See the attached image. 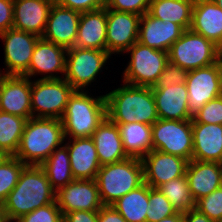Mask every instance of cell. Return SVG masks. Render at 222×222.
<instances>
[{"label":"cell","mask_w":222,"mask_h":222,"mask_svg":"<svg viewBox=\"0 0 222 222\" xmlns=\"http://www.w3.org/2000/svg\"><path fill=\"white\" fill-rule=\"evenodd\" d=\"M55 194L43 168L26 165L1 207L10 222L17 221L39 207L55 202Z\"/></svg>","instance_id":"6da1fadb"},{"label":"cell","mask_w":222,"mask_h":222,"mask_svg":"<svg viewBox=\"0 0 222 222\" xmlns=\"http://www.w3.org/2000/svg\"><path fill=\"white\" fill-rule=\"evenodd\" d=\"M124 84L105 95L107 117L115 124L152 125L159 119L152 88Z\"/></svg>","instance_id":"7a4b0ae2"},{"label":"cell","mask_w":222,"mask_h":222,"mask_svg":"<svg viewBox=\"0 0 222 222\" xmlns=\"http://www.w3.org/2000/svg\"><path fill=\"white\" fill-rule=\"evenodd\" d=\"M64 140L60 119L31 117L25 124L15 157L26 165H41Z\"/></svg>","instance_id":"3957f363"},{"label":"cell","mask_w":222,"mask_h":222,"mask_svg":"<svg viewBox=\"0 0 222 222\" xmlns=\"http://www.w3.org/2000/svg\"><path fill=\"white\" fill-rule=\"evenodd\" d=\"M106 116L105 95L92 98L84 90H75L60 119L65 138L92 137Z\"/></svg>","instance_id":"277c9868"},{"label":"cell","mask_w":222,"mask_h":222,"mask_svg":"<svg viewBox=\"0 0 222 222\" xmlns=\"http://www.w3.org/2000/svg\"><path fill=\"white\" fill-rule=\"evenodd\" d=\"M95 181L103 205H112L144 183L142 161L128 157L119 162L102 165Z\"/></svg>","instance_id":"5b68a950"},{"label":"cell","mask_w":222,"mask_h":222,"mask_svg":"<svg viewBox=\"0 0 222 222\" xmlns=\"http://www.w3.org/2000/svg\"><path fill=\"white\" fill-rule=\"evenodd\" d=\"M126 52L131 53V61L124 71L123 83L153 87L169 62L168 52L148 47L138 41Z\"/></svg>","instance_id":"8992f818"},{"label":"cell","mask_w":222,"mask_h":222,"mask_svg":"<svg viewBox=\"0 0 222 222\" xmlns=\"http://www.w3.org/2000/svg\"><path fill=\"white\" fill-rule=\"evenodd\" d=\"M169 62L185 70L210 66L217 62L216 45L191 29H186L168 51Z\"/></svg>","instance_id":"52a82bcc"},{"label":"cell","mask_w":222,"mask_h":222,"mask_svg":"<svg viewBox=\"0 0 222 222\" xmlns=\"http://www.w3.org/2000/svg\"><path fill=\"white\" fill-rule=\"evenodd\" d=\"M74 91L64 77L31 81L32 117L61 119Z\"/></svg>","instance_id":"ba28073f"},{"label":"cell","mask_w":222,"mask_h":222,"mask_svg":"<svg viewBox=\"0 0 222 222\" xmlns=\"http://www.w3.org/2000/svg\"><path fill=\"white\" fill-rule=\"evenodd\" d=\"M153 150L192 160L193 131L191 120L158 119L152 124Z\"/></svg>","instance_id":"9c48e42d"},{"label":"cell","mask_w":222,"mask_h":222,"mask_svg":"<svg viewBox=\"0 0 222 222\" xmlns=\"http://www.w3.org/2000/svg\"><path fill=\"white\" fill-rule=\"evenodd\" d=\"M65 80L74 90H82L95 80L96 75L111 56L107 51L70 47L67 48Z\"/></svg>","instance_id":"30bf717a"},{"label":"cell","mask_w":222,"mask_h":222,"mask_svg":"<svg viewBox=\"0 0 222 222\" xmlns=\"http://www.w3.org/2000/svg\"><path fill=\"white\" fill-rule=\"evenodd\" d=\"M55 201L63 214L79 210L99 211L104 206L95 179H74L56 191Z\"/></svg>","instance_id":"8fae6325"},{"label":"cell","mask_w":222,"mask_h":222,"mask_svg":"<svg viewBox=\"0 0 222 222\" xmlns=\"http://www.w3.org/2000/svg\"><path fill=\"white\" fill-rule=\"evenodd\" d=\"M185 84L188 93V107L192 115L207 102L222 95L217 63L190 70Z\"/></svg>","instance_id":"7c38bea8"},{"label":"cell","mask_w":222,"mask_h":222,"mask_svg":"<svg viewBox=\"0 0 222 222\" xmlns=\"http://www.w3.org/2000/svg\"><path fill=\"white\" fill-rule=\"evenodd\" d=\"M141 16L107 9L106 51L111 55L127 51L138 41Z\"/></svg>","instance_id":"4fadbf2b"},{"label":"cell","mask_w":222,"mask_h":222,"mask_svg":"<svg viewBox=\"0 0 222 222\" xmlns=\"http://www.w3.org/2000/svg\"><path fill=\"white\" fill-rule=\"evenodd\" d=\"M5 42V63L8 75L22 76L29 68L34 47L40 37L14 28L0 33Z\"/></svg>","instance_id":"5bb4252c"},{"label":"cell","mask_w":222,"mask_h":222,"mask_svg":"<svg viewBox=\"0 0 222 222\" xmlns=\"http://www.w3.org/2000/svg\"><path fill=\"white\" fill-rule=\"evenodd\" d=\"M141 161L144 182L151 188H157L163 183L184 176L189 162L180 156L158 150L150 151Z\"/></svg>","instance_id":"9a60e30c"},{"label":"cell","mask_w":222,"mask_h":222,"mask_svg":"<svg viewBox=\"0 0 222 222\" xmlns=\"http://www.w3.org/2000/svg\"><path fill=\"white\" fill-rule=\"evenodd\" d=\"M80 15V12L54 2L42 38L65 48L74 47Z\"/></svg>","instance_id":"2e32d148"},{"label":"cell","mask_w":222,"mask_h":222,"mask_svg":"<svg viewBox=\"0 0 222 222\" xmlns=\"http://www.w3.org/2000/svg\"><path fill=\"white\" fill-rule=\"evenodd\" d=\"M65 54H67V48L40 37L34 47L29 68L22 76L31 78L38 73H49L43 79H60L52 73L65 74L67 56Z\"/></svg>","instance_id":"e0dca14e"},{"label":"cell","mask_w":222,"mask_h":222,"mask_svg":"<svg viewBox=\"0 0 222 222\" xmlns=\"http://www.w3.org/2000/svg\"><path fill=\"white\" fill-rule=\"evenodd\" d=\"M55 0H13V28L42 37Z\"/></svg>","instance_id":"ac0fdd59"},{"label":"cell","mask_w":222,"mask_h":222,"mask_svg":"<svg viewBox=\"0 0 222 222\" xmlns=\"http://www.w3.org/2000/svg\"><path fill=\"white\" fill-rule=\"evenodd\" d=\"M184 31L179 24L156 19L146 12L140 19L138 42L168 52Z\"/></svg>","instance_id":"d6986e66"},{"label":"cell","mask_w":222,"mask_h":222,"mask_svg":"<svg viewBox=\"0 0 222 222\" xmlns=\"http://www.w3.org/2000/svg\"><path fill=\"white\" fill-rule=\"evenodd\" d=\"M31 80L20 75H9L0 93V111L21 116L27 120L32 117Z\"/></svg>","instance_id":"ffe728a7"},{"label":"cell","mask_w":222,"mask_h":222,"mask_svg":"<svg viewBox=\"0 0 222 222\" xmlns=\"http://www.w3.org/2000/svg\"><path fill=\"white\" fill-rule=\"evenodd\" d=\"M159 119L192 120L188 107L186 84L152 88Z\"/></svg>","instance_id":"44dd1931"},{"label":"cell","mask_w":222,"mask_h":222,"mask_svg":"<svg viewBox=\"0 0 222 222\" xmlns=\"http://www.w3.org/2000/svg\"><path fill=\"white\" fill-rule=\"evenodd\" d=\"M185 176L195 201L222 186V166L218 162H188Z\"/></svg>","instance_id":"7402d4cb"},{"label":"cell","mask_w":222,"mask_h":222,"mask_svg":"<svg viewBox=\"0 0 222 222\" xmlns=\"http://www.w3.org/2000/svg\"><path fill=\"white\" fill-rule=\"evenodd\" d=\"M192 160L202 162L222 161V125L192 123Z\"/></svg>","instance_id":"603a6c76"},{"label":"cell","mask_w":222,"mask_h":222,"mask_svg":"<svg viewBox=\"0 0 222 222\" xmlns=\"http://www.w3.org/2000/svg\"><path fill=\"white\" fill-rule=\"evenodd\" d=\"M91 138L94 141L101 166L128 158L123 148L119 127L107 116L99 124Z\"/></svg>","instance_id":"cb8c5ba5"},{"label":"cell","mask_w":222,"mask_h":222,"mask_svg":"<svg viewBox=\"0 0 222 222\" xmlns=\"http://www.w3.org/2000/svg\"><path fill=\"white\" fill-rule=\"evenodd\" d=\"M107 9L81 13L75 47L106 51Z\"/></svg>","instance_id":"d4e9b609"},{"label":"cell","mask_w":222,"mask_h":222,"mask_svg":"<svg viewBox=\"0 0 222 222\" xmlns=\"http://www.w3.org/2000/svg\"><path fill=\"white\" fill-rule=\"evenodd\" d=\"M66 144L74 179H95L100 162L91 137L73 138Z\"/></svg>","instance_id":"484cf974"},{"label":"cell","mask_w":222,"mask_h":222,"mask_svg":"<svg viewBox=\"0 0 222 222\" xmlns=\"http://www.w3.org/2000/svg\"><path fill=\"white\" fill-rule=\"evenodd\" d=\"M117 125L128 157L142 159L153 150L152 125L140 122Z\"/></svg>","instance_id":"4316f807"},{"label":"cell","mask_w":222,"mask_h":222,"mask_svg":"<svg viewBox=\"0 0 222 222\" xmlns=\"http://www.w3.org/2000/svg\"><path fill=\"white\" fill-rule=\"evenodd\" d=\"M190 29L216 45L222 36V9L214 2L193 6Z\"/></svg>","instance_id":"83f0119b"},{"label":"cell","mask_w":222,"mask_h":222,"mask_svg":"<svg viewBox=\"0 0 222 222\" xmlns=\"http://www.w3.org/2000/svg\"><path fill=\"white\" fill-rule=\"evenodd\" d=\"M193 5L190 0H150L148 13L156 19L190 29Z\"/></svg>","instance_id":"f1b7e54d"},{"label":"cell","mask_w":222,"mask_h":222,"mask_svg":"<svg viewBox=\"0 0 222 222\" xmlns=\"http://www.w3.org/2000/svg\"><path fill=\"white\" fill-rule=\"evenodd\" d=\"M40 166L55 191L74 180L66 145L56 148Z\"/></svg>","instance_id":"f546056e"},{"label":"cell","mask_w":222,"mask_h":222,"mask_svg":"<svg viewBox=\"0 0 222 222\" xmlns=\"http://www.w3.org/2000/svg\"><path fill=\"white\" fill-rule=\"evenodd\" d=\"M127 222H146L148 184L143 183L112 204Z\"/></svg>","instance_id":"4dcf8cb0"},{"label":"cell","mask_w":222,"mask_h":222,"mask_svg":"<svg viewBox=\"0 0 222 222\" xmlns=\"http://www.w3.org/2000/svg\"><path fill=\"white\" fill-rule=\"evenodd\" d=\"M26 118L0 111V151L15 156L24 131Z\"/></svg>","instance_id":"1f68e13d"},{"label":"cell","mask_w":222,"mask_h":222,"mask_svg":"<svg viewBox=\"0 0 222 222\" xmlns=\"http://www.w3.org/2000/svg\"><path fill=\"white\" fill-rule=\"evenodd\" d=\"M157 189L171 202L177 212L185 213L196 208V201L190 192L185 175L163 183Z\"/></svg>","instance_id":"d6a6232c"},{"label":"cell","mask_w":222,"mask_h":222,"mask_svg":"<svg viewBox=\"0 0 222 222\" xmlns=\"http://www.w3.org/2000/svg\"><path fill=\"white\" fill-rule=\"evenodd\" d=\"M25 166L26 164L15 156H5L0 161V206L18 183Z\"/></svg>","instance_id":"836d02e7"},{"label":"cell","mask_w":222,"mask_h":222,"mask_svg":"<svg viewBox=\"0 0 222 222\" xmlns=\"http://www.w3.org/2000/svg\"><path fill=\"white\" fill-rule=\"evenodd\" d=\"M149 209L146 212V222L160 220L177 213L171 202L157 189L148 185Z\"/></svg>","instance_id":"e575fe53"},{"label":"cell","mask_w":222,"mask_h":222,"mask_svg":"<svg viewBox=\"0 0 222 222\" xmlns=\"http://www.w3.org/2000/svg\"><path fill=\"white\" fill-rule=\"evenodd\" d=\"M195 209L215 222L222 221V186L198 199Z\"/></svg>","instance_id":"d590c367"},{"label":"cell","mask_w":222,"mask_h":222,"mask_svg":"<svg viewBox=\"0 0 222 222\" xmlns=\"http://www.w3.org/2000/svg\"><path fill=\"white\" fill-rule=\"evenodd\" d=\"M191 123H206L222 125V95L207 102L193 114Z\"/></svg>","instance_id":"8d00e7d4"},{"label":"cell","mask_w":222,"mask_h":222,"mask_svg":"<svg viewBox=\"0 0 222 222\" xmlns=\"http://www.w3.org/2000/svg\"><path fill=\"white\" fill-rule=\"evenodd\" d=\"M17 222H63V213L55 201L22 216Z\"/></svg>","instance_id":"74e56055"},{"label":"cell","mask_w":222,"mask_h":222,"mask_svg":"<svg viewBox=\"0 0 222 222\" xmlns=\"http://www.w3.org/2000/svg\"><path fill=\"white\" fill-rule=\"evenodd\" d=\"M188 70L168 62L156 84L151 88H166L174 85L185 84Z\"/></svg>","instance_id":"f35d334b"},{"label":"cell","mask_w":222,"mask_h":222,"mask_svg":"<svg viewBox=\"0 0 222 222\" xmlns=\"http://www.w3.org/2000/svg\"><path fill=\"white\" fill-rule=\"evenodd\" d=\"M150 0H105L106 9L144 15L148 12Z\"/></svg>","instance_id":"ab89813d"},{"label":"cell","mask_w":222,"mask_h":222,"mask_svg":"<svg viewBox=\"0 0 222 222\" xmlns=\"http://www.w3.org/2000/svg\"><path fill=\"white\" fill-rule=\"evenodd\" d=\"M55 2L80 13L105 7V0H55Z\"/></svg>","instance_id":"60d3db41"},{"label":"cell","mask_w":222,"mask_h":222,"mask_svg":"<svg viewBox=\"0 0 222 222\" xmlns=\"http://www.w3.org/2000/svg\"><path fill=\"white\" fill-rule=\"evenodd\" d=\"M13 0H0V33L13 28Z\"/></svg>","instance_id":"b9f144b4"},{"label":"cell","mask_w":222,"mask_h":222,"mask_svg":"<svg viewBox=\"0 0 222 222\" xmlns=\"http://www.w3.org/2000/svg\"><path fill=\"white\" fill-rule=\"evenodd\" d=\"M63 222H98V211H71L63 214Z\"/></svg>","instance_id":"7bdbcfd3"},{"label":"cell","mask_w":222,"mask_h":222,"mask_svg":"<svg viewBox=\"0 0 222 222\" xmlns=\"http://www.w3.org/2000/svg\"><path fill=\"white\" fill-rule=\"evenodd\" d=\"M98 222H127V221L112 205H104L98 211Z\"/></svg>","instance_id":"ee69618b"},{"label":"cell","mask_w":222,"mask_h":222,"mask_svg":"<svg viewBox=\"0 0 222 222\" xmlns=\"http://www.w3.org/2000/svg\"><path fill=\"white\" fill-rule=\"evenodd\" d=\"M183 222H215L197 209H192L183 213Z\"/></svg>","instance_id":"f6af8a7d"},{"label":"cell","mask_w":222,"mask_h":222,"mask_svg":"<svg viewBox=\"0 0 222 222\" xmlns=\"http://www.w3.org/2000/svg\"><path fill=\"white\" fill-rule=\"evenodd\" d=\"M159 222H183V213L177 212L176 214L166 217Z\"/></svg>","instance_id":"bcb514c9"},{"label":"cell","mask_w":222,"mask_h":222,"mask_svg":"<svg viewBox=\"0 0 222 222\" xmlns=\"http://www.w3.org/2000/svg\"><path fill=\"white\" fill-rule=\"evenodd\" d=\"M216 63H217V68H218V72H219V79H220L221 88H222V57H218Z\"/></svg>","instance_id":"7dc6e473"},{"label":"cell","mask_w":222,"mask_h":222,"mask_svg":"<svg viewBox=\"0 0 222 222\" xmlns=\"http://www.w3.org/2000/svg\"><path fill=\"white\" fill-rule=\"evenodd\" d=\"M216 53L218 57H222V36L219 41L216 43Z\"/></svg>","instance_id":"c3c4849f"},{"label":"cell","mask_w":222,"mask_h":222,"mask_svg":"<svg viewBox=\"0 0 222 222\" xmlns=\"http://www.w3.org/2000/svg\"><path fill=\"white\" fill-rule=\"evenodd\" d=\"M190 1L192 2V5L195 6L203 3H211L214 2L215 0H190Z\"/></svg>","instance_id":"681fc988"},{"label":"cell","mask_w":222,"mask_h":222,"mask_svg":"<svg viewBox=\"0 0 222 222\" xmlns=\"http://www.w3.org/2000/svg\"><path fill=\"white\" fill-rule=\"evenodd\" d=\"M0 222H10L1 206H0Z\"/></svg>","instance_id":"f907efd6"},{"label":"cell","mask_w":222,"mask_h":222,"mask_svg":"<svg viewBox=\"0 0 222 222\" xmlns=\"http://www.w3.org/2000/svg\"><path fill=\"white\" fill-rule=\"evenodd\" d=\"M8 76L9 75L7 73H4L3 75L2 73H0V93H1L2 85Z\"/></svg>","instance_id":"816d5d0a"},{"label":"cell","mask_w":222,"mask_h":222,"mask_svg":"<svg viewBox=\"0 0 222 222\" xmlns=\"http://www.w3.org/2000/svg\"><path fill=\"white\" fill-rule=\"evenodd\" d=\"M214 3L222 9V0H215Z\"/></svg>","instance_id":"f5cc1de1"},{"label":"cell","mask_w":222,"mask_h":222,"mask_svg":"<svg viewBox=\"0 0 222 222\" xmlns=\"http://www.w3.org/2000/svg\"><path fill=\"white\" fill-rule=\"evenodd\" d=\"M6 155H4L1 151H0V161L5 157Z\"/></svg>","instance_id":"db71d44e"}]
</instances>
